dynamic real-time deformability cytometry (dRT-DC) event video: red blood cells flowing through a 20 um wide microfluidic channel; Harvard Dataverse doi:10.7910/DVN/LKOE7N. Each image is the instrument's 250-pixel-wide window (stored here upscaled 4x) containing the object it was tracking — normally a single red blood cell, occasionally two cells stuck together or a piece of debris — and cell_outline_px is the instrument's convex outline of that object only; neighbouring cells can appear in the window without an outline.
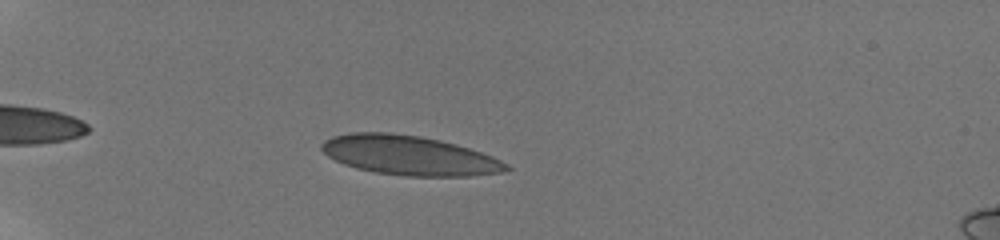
{"species": "human", "species_latin": "Homo sapiens", "temperature_condition": "room temperature", "stored_images_in_passage": 21, "camera_frame_rate_fps": 3000, "um_per_image_px": 0.085, "donor": {"sex": "male"}, "frame": {"image": 1, "passage_image": 7, "time_ms": 2.333, "image_size_px": [1000, 240], "cell_outline_px": [[512, 168], [500, 172], [468, 176], [404, 176], [376, 172], [356, 168], [344, 164], [328, 156], [320, 148], [320, 144], [324, 140], [332, 136], [352, 132], [392, 132], [420, 136], [440, 140], [456, 144], [492, 156], [508, 164]], "centroid_in_image_um": [34.75, 13.2], "position_along_channel_um": 50.2, "area_um2": 42.43}}